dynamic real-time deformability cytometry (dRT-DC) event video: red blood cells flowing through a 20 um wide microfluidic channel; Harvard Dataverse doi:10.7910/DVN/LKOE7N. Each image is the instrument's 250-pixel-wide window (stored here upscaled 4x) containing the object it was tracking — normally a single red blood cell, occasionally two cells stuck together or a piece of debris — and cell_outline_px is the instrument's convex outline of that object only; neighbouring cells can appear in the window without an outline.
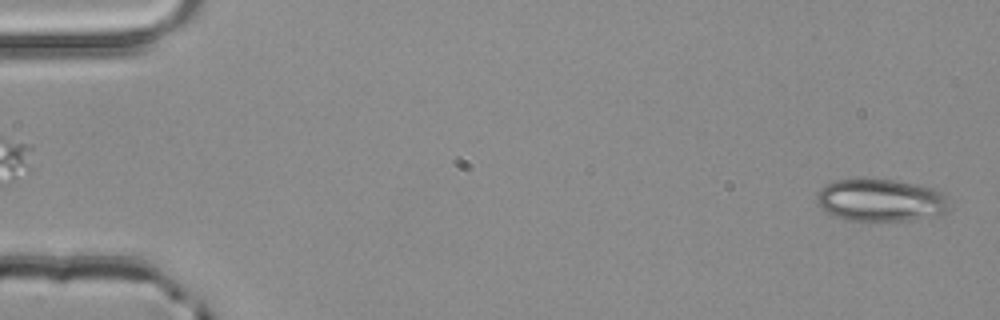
{"species": "common noctule bat (a hibernating species)", "species_latin": "Nyctalus noctula", "temperature_condition": "room temperature", "stored_images_in_passage": 4, "segment_of_instrument_passage": [2, 2], "camera_frame_rate_fps": 3000, "um_per_image_px": 0.085, "animal": {"sex": "male", "body_mass_g": 20.4}, "frame": {"image": 1, "passage_image": 4, "time_ms": 1.0, "image_size_px": [1000, 320], "cell_outline_px": [[948, 212], [936, 216], [908, 220], [844, 220], [828, 212], [816, 200], [816, 196], [820, 188], [836, 180], [892, 180], [916, 184], [936, 188], [944, 196], [948, 208]], "centroid_in_image_um": [74.88, 17.02], "position_along_channel_um": 10.1, "area_um2": 32.19}}